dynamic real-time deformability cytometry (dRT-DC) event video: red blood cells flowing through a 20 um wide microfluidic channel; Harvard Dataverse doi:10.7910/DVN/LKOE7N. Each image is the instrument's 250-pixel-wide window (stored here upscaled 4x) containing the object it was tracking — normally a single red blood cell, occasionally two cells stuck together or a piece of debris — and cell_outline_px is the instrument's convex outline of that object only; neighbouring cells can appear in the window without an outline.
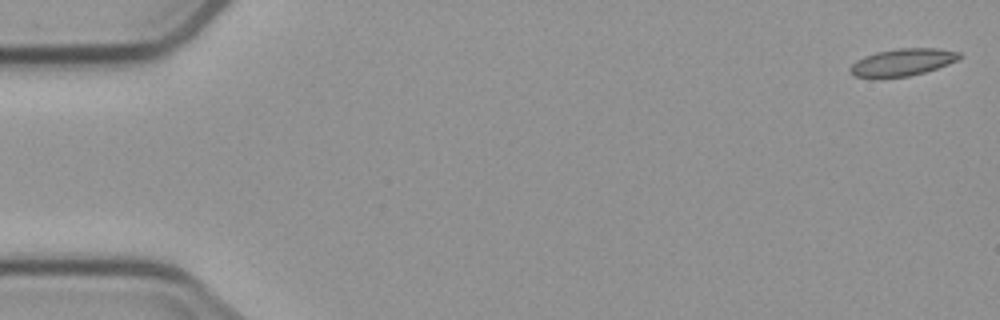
{"species": "common noctule bat (a hibernating species)", "species_latin": "Nyctalus noctula", "temperature_condition": "cold", "stored_images_in_passage": 4, "camera_frame_rate_fps": 3000, "um_per_image_px": 0.085, "animal": {"sex": "male", "body_mass_g": 23.1, "forearm_length_mm": 52.7}, "frame": {"image": 1, "passage_image": 1, "time_ms": 0.0, "image_size_px": [1000, 320], "cell_outline_px": [[964, 56], [948, 64], [924, 72], [908, 76], [872, 80], [856, 76], [848, 72], [848, 68], [856, 60], [864, 56], [876, 52], [900, 48], [936, 48], [960, 52]], "centroid_in_image_um": [76.64, 5.32], "position_along_channel_um": 8.4, "area_um2": 17.74}}
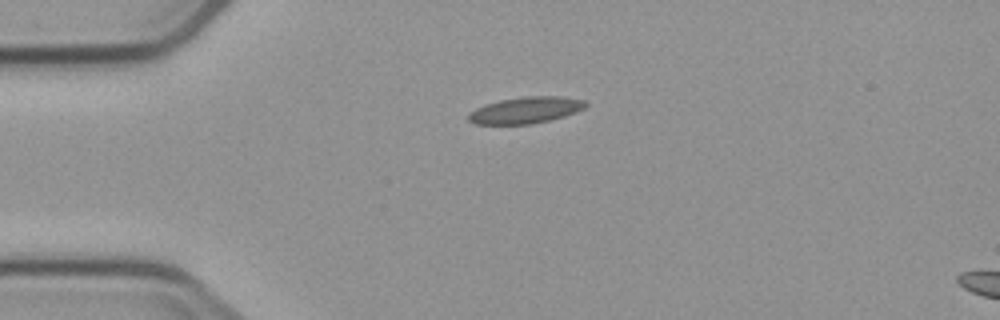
{"frame": {"image": 2, "passage_image": 3, "time_ms": 4.0, "image_size_px": [1000, 320], "cell_outline_px": [[588, 104], [584, 108], [576, 112], [564, 116], [532, 124], [476, 124], [468, 120], [468, 112], [484, 104], [500, 100], [528, 96], [560, 96], [584, 100]], "centroid_in_image_um": [44.66, 9.36], "position_along_channel_um": 40.3, "area_um2": 18.03}}